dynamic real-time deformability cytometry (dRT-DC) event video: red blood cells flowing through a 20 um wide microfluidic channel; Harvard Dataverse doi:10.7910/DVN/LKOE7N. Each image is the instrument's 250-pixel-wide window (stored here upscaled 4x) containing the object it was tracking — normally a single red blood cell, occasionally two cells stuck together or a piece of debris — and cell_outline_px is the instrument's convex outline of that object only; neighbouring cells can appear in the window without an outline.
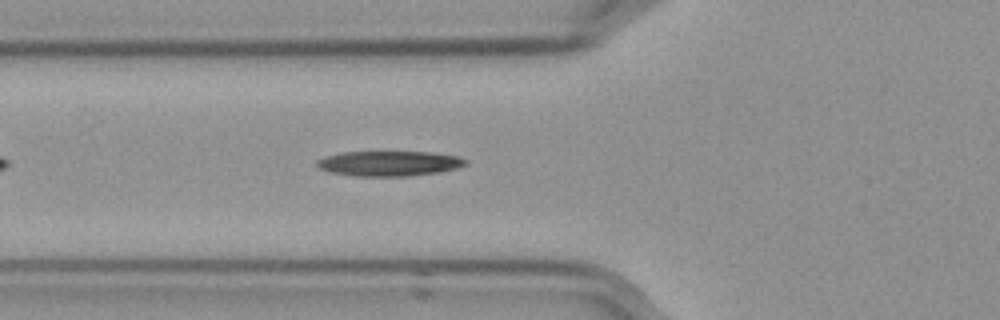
{"species": "Egyptian fruit bat (a non-hibernating species)", "species_latin": "Rousettus aegyptiacus", "temperature_condition": "cold", "stored_images_in_passage": 37, "camera_frame_rate_fps": 3000, "um_per_image_px": 0.085, "frame": {"image": 1, "passage_image": 6, "time_ms": 1.667, "image_size_px": [1000, 320], "cell_outline_px": [[468, 164], [456, 168], [440, 172], [408, 176], [356, 176], [328, 172], [320, 168], [316, 164], [316, 160], [324, 156], [344, 152], [428, 152], [456, 156], [468, 160]], "centroid_in_image_um": [33.06, 13.9], "position_along_channel_um": 92.7, "area_um2": 21.73}}